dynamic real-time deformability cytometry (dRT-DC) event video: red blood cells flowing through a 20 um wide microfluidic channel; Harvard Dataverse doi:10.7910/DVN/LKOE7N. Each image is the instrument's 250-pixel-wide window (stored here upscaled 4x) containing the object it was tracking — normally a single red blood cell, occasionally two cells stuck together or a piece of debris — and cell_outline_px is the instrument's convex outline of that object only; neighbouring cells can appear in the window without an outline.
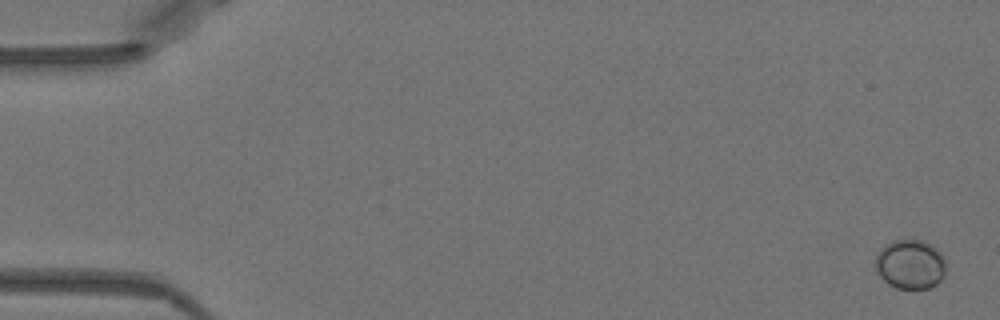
{"species": "Egyptian fruit bat (a non-hibernating species)", "species_latin": "Rousettus aegyptiacus", "temperature_condition": "warm", "stored_images_in_passage": 52, "camera_frame_rate_fps": 3000, "um_per_image_px": 0.085, "animal": {"sex": "female"}, "frame": {"image": 1, "passage_image": 1, "time_ms": 0.0, "image_size_px": [1000, 320], "cell_outline_px": [[944, 276], [936, 284], [928, 288], [896, 288], [888, 284], [880, 276], [876, 268], [876, 256], [880, 248], [884, 244], [892, 240], [920, 240], [928, 244], [940, 252], [944, 260]], "centroid_in_image_um": [77.34, 22.46], "position_along_channel_um": 7.7, "area_um2": 20.06}}
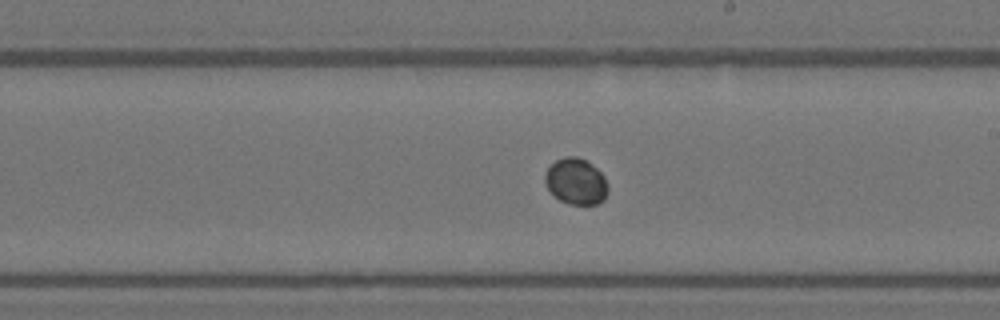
{"frame": {"image": 2, "passage_image": 30, "time_ms": 9.667, "image_size_px": [1000, 320], "cell_outline_px": [[608, 192], [604, 200], [600, 204], [568, 204], [560, 200], [548, 188], [544, 180], [544, 176], [548, 168], [556, 160], [564, 156], [576, 156], [588, 160], [604, 176], [608, 184]], "centroid_in_image_um": [48.99, 15.41], "position_along_channel_um": 240.0, "area_um2": 17.05}}
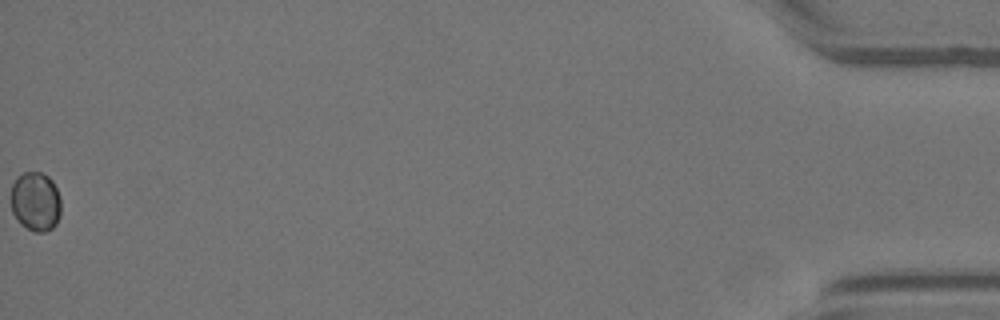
{"frame": {"image": 3, "passage_image": 52, "time_ms": 17.0, "image_size_px": [1000, 320], "cell_outline_px": [[60, 216], [56, 224], [52, 228], [44, 232], [36, 232], [20, 224], [16, 220], [12, 212], [12, 184], [16, 176], [24, 172], [40, 172], [48, 176], [52, 180], [60, 196]], "centroid_in_image_um": [3.02, 17.13], "position_along_channel_um": 432.2, "area_um2": 17.4}}